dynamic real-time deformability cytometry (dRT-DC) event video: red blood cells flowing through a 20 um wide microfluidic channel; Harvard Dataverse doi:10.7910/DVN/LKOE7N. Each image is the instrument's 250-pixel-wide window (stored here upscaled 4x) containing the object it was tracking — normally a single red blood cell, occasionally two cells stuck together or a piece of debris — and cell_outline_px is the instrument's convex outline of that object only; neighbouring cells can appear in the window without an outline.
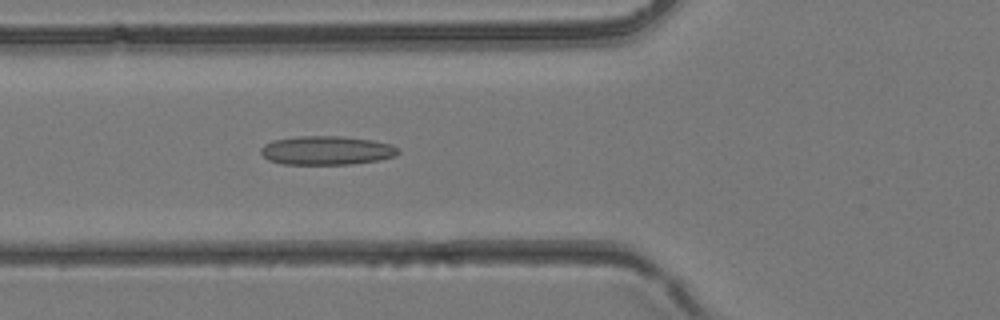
{"species": "common noctule bat (a hibernating species)", "species_latin": "Nyctalus noctula", "temperature_condition": "room temperature", "stored_images_in_passage": 43, "camera_frame_rate_fps": 3000, "um_per_image_px": 0.085, "animal": {"sex": "female", "body_mass_g": 24.6, "forearm_length_mm": 56.2}, "frame": {"image": 1, "passage_image": 16, "time_ms": 5.0, "image_size_px": [1000, 320], "cell_outline_px": [[400, 152], [396, 156], [380, 160], [348, 164], [284, 164], [268, 160], [260, 152], [260, 148], [264, 144], [272, 140], [296, 136], [340, 136], [372, 140], [392, 144], [400, 148]], "centroid_in_image_um": [27.78, 12.78], "position_along_channel_um": 98.0, "area_um2": 23.29}}
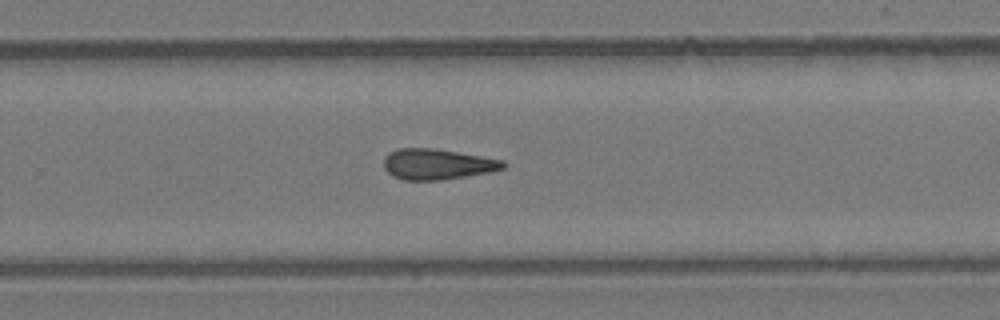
{"frame": {"image": 2, "passage_image": 28, "time_ms": 9.0, "image_size_px": [1000, 320], "cell_outline_px": [[504, 168], [488, 172], [444, 180], [404, 180], [392, 176], [384, 168], [384, 156], [388, 152], [396, 148], [432, 148], [504, 160]], "centroid_in_image_um": [37.1, 13.96], "position_along_channel_um": 292.7, "area_um2": 21.27}}
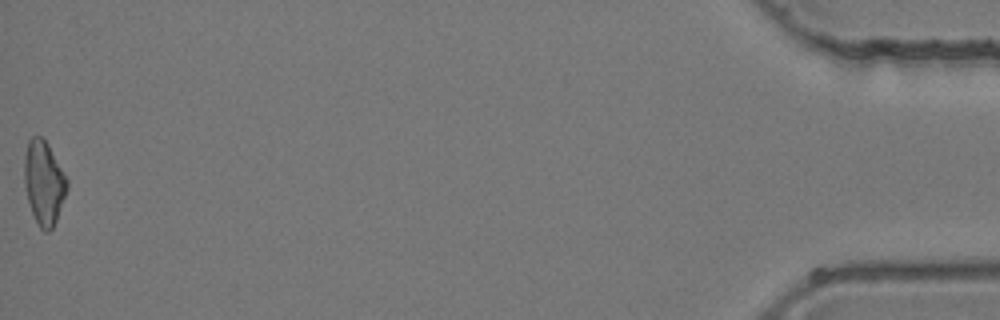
{"frame": {"image": 3, "passage_image": 43, "time_ms": 14.0, "image_size_px": [1000, 320], "cell_outline_px": [[68, 188], [56, 220], [52, 228], [48, 232], [44, 232], [40, 228], [32, 212], [28, 200], [24, 184], [24, 156], [28, 140], [32, 136], [40, 136], [48, 144], [68, 180]], "centroid_in_image_um": [3.72, 15.52], "position_along_channel_um": 431.5, "area_um2": 20.75}}